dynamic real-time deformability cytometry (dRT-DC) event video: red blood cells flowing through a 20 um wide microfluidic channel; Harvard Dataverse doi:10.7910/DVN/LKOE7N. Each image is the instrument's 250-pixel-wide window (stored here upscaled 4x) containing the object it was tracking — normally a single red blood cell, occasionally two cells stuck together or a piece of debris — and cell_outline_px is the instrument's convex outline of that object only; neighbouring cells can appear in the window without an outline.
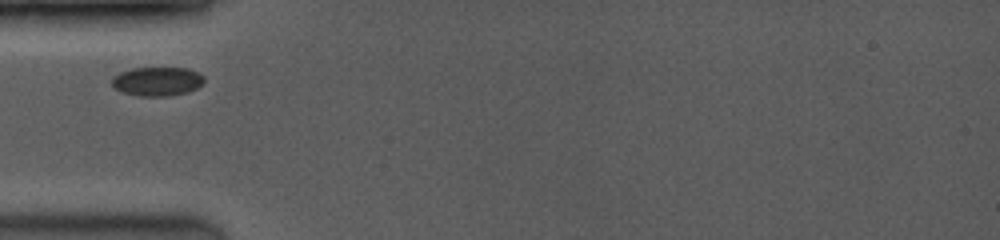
{"species": "common noctule bat (a hibernating species)", "species_latin": "Nyctalus noctula", "temperature_condition": "room temperature", "stored_images_in_passage": 2, "camera_frame_rate_fps": 3500, "um_per_image_px": 0.085, "animal": {"sex": "female", "body_mass_g": 19.0, "forearm_length_mm": 53.3}, "frame": {"image": 1, "passage_image": 1, "time_ms": 0.0, "image_size_px": [1000, 240], "cell_outline_px": [[204, 80], [196, 88], [184, 92], [168, 96], [140, 96], [120, 92], [112, 84], [112, 76], [120, 72], [132, 68], [188, 68], [200, 72], [204, 76]], "centroid_in_image_um": [13.34, 6.9], "position_along_channel_um": 71.7, "area_um2": 15.55}}